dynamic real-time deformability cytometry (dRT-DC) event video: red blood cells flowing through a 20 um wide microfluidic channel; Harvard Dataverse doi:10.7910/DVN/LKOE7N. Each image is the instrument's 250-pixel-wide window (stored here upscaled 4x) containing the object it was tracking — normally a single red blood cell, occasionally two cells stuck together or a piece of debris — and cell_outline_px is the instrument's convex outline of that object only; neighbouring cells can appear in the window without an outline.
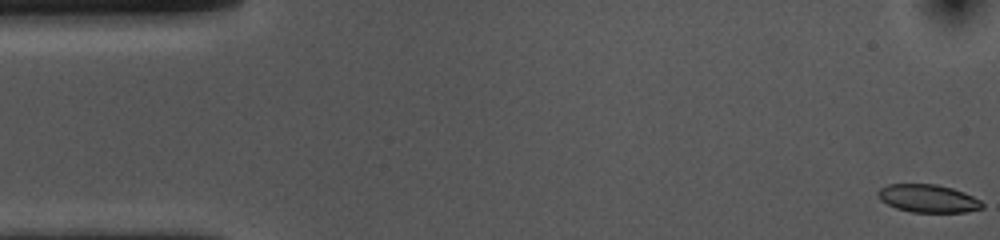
{"species": "common noctule bat (a hibernating species)", "species_latin": "Nyctalus noctula", "temperature_condition": "cold", "stored_images_in_passage": 54, "camera_frame_rate_fps": 3000, "um_per_image_px": 0.085, "animal": {"sex": "female", "body_mass_g": 10.0, "forearm_length_mm": 53.1}, "frame": {"image": 1, "passage_image": 1, "time_ms": 0.0, "image_size_px": [1000, 240], "cell_outline_px": [[984, 208], [964, 212], [912, 212], [896, 208], [880, 200], [876, 192], [880, 188], [888, 184], [936, 184], [952, 188], [964, 192], [980, 200], [984, 204]], "centroid_in_image_um": [78.88, 16.87], "position_along_channel_um": 6.1, "area_um2": 16.99}}
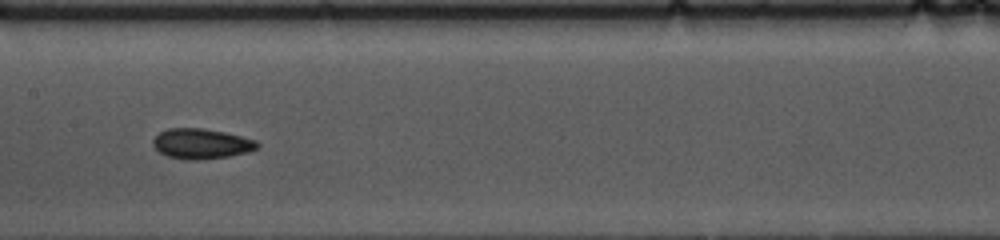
{"frame": {"image": 2, "passage_image": 26, "time_ms": 8.333, "image_size_px": [1000, 240], "cell_outline_px": [[260, 148], [248, 152], [228, 156], [196, 160], [192, 160], [168, 156], [160, 152], [152, 144], [152, 140], [160, 132], [168, 128], [204, 128], [224, 132], [256, 140], [260, 144]], "centroid_in_image_um": [17.14, 12.21], "position_along_channel_um": 190.3, "area_um2": 18.26}}
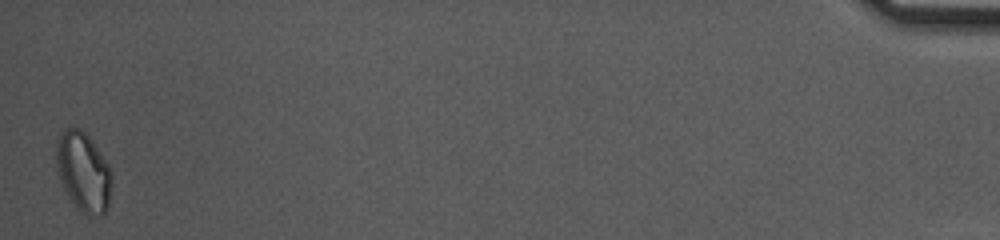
{"frame": {"image": 3, "passage_image": 54, "time_ms": 17.667, "image_size_px": [1000, 240], "cell_outline_px": [[112, 188], [108, 208], [104, 216], [88, 216], [80, 212], [76, 208], [68, 196], [60, 180], [56, 164], [56, 140], [68, 124], [80, 128], [88, 136], [108, 164], [112, 172]], "centroid_in_image_um": [7.1, 14.63], "position_along_channel_um": 428.1, "area_um2": 26.24}, "authors_computed_cell_mechanics": {"area_um2": 17.8602, "velocity_mm_per_s": 3.6234, "shape_relaxation_time_tau1_ms": 5.8943, "shape_relaxation_time_tau2_ms": 3.168, "deformation_change_tau1": 0.0963, "deformation_change_tau2": 0.0732}}